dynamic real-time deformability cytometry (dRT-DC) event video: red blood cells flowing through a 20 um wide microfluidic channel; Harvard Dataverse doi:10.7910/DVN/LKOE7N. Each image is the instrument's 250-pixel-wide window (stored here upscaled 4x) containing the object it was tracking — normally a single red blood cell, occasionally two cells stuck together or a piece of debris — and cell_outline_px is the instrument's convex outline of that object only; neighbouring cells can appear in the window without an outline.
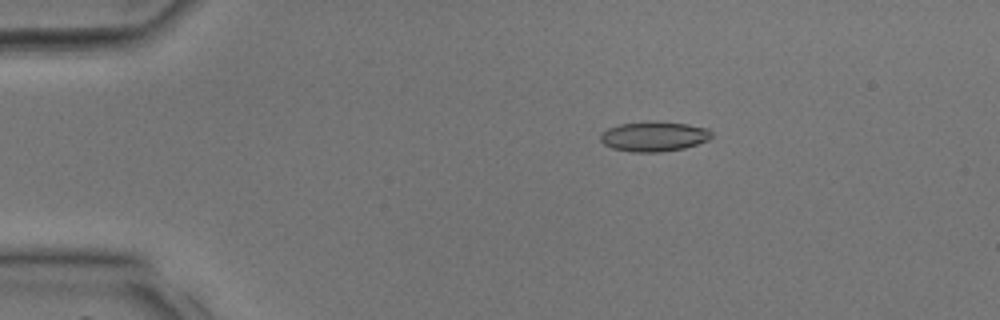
{"species": "common noctule bat (a hibernating species)", "species_latin": "Nyctalus noctula", "temperature_condition": "room temperature", "stored_images_in_passage": 32, "camera_frame_rate_fps": 3000, "um_per_image_px": 0.085, "animal": {"sex": "male", "body_mass_g": 17.9, "forearm_length_mm": 54.2}, "frame": {"image": 1, "passage_image": 1, "time_ms": 0.0, "image_size_px": [1000, 320], "cell_outline_px": [[712, 136], [708, 140], [684, 148], [660, 152], [632, 152], [612, 148], [604, 144], [600, 140], [600, 136], [608, 128], [620, 124], [648, 120], [688, 124], [708, 128], [712, 132]], "centroid_in_image_um": [55.59, 11.58], "position_along_channel_um": 29.4, "area_um2": 19.48}}
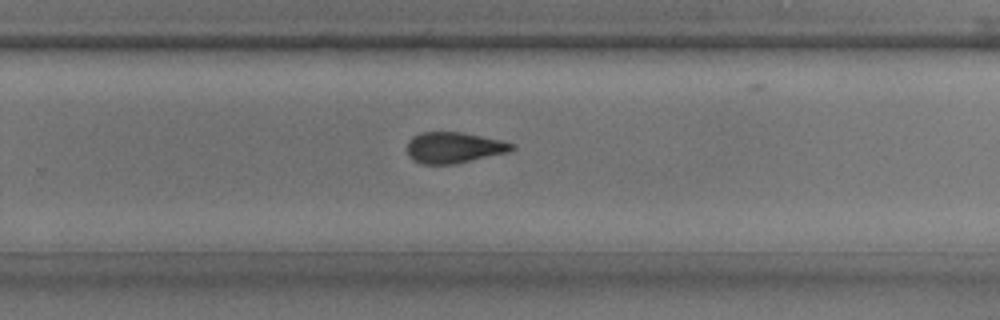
{"frame": {"image": 2, "passage_image": 19, "time_ms": 6.0, "image_size_px": [1000, 320], "cell_outline_px": [[516, 148], [508, 152], [456, 164], [420, 164], [412, 160], [408, 156], [408, 140], [412, 136], [420, 132], [460, 132], [500, 140], [516, 144]], "centroid_in_image_um": [38.56, 12.55], "position_along_channel_um": 291.2, "area_um2": 19.02}}
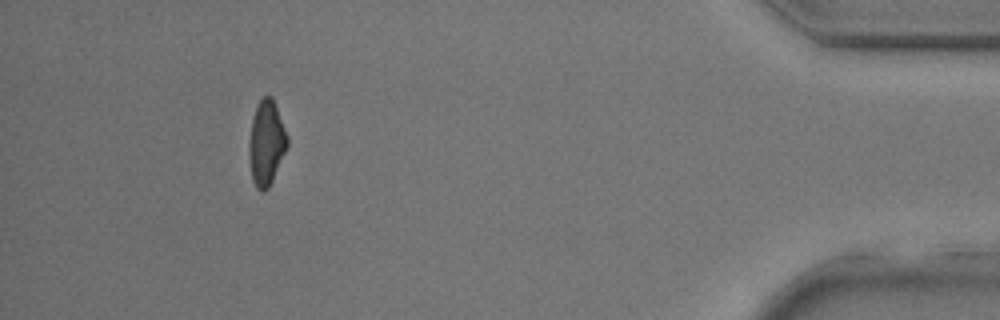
{"frame": {"image": 3, "passage_image": 29, "time_ms": 9.333, "image_size_px": [1000, 320], "cell_outline_px": [[288, 144], [272, 180], [268, 188], [264, 192], [260, 192], [256, 188], [252, 180], [248, 152], [248, 144], [252, 120], [256, 108], [260, 100], [264, 96], [272, 96], [288, 136]], "centroid_in_image_um": [22.62, 12.17], "position_along_channel_um": 412.6, "area_um2": 18.79}}